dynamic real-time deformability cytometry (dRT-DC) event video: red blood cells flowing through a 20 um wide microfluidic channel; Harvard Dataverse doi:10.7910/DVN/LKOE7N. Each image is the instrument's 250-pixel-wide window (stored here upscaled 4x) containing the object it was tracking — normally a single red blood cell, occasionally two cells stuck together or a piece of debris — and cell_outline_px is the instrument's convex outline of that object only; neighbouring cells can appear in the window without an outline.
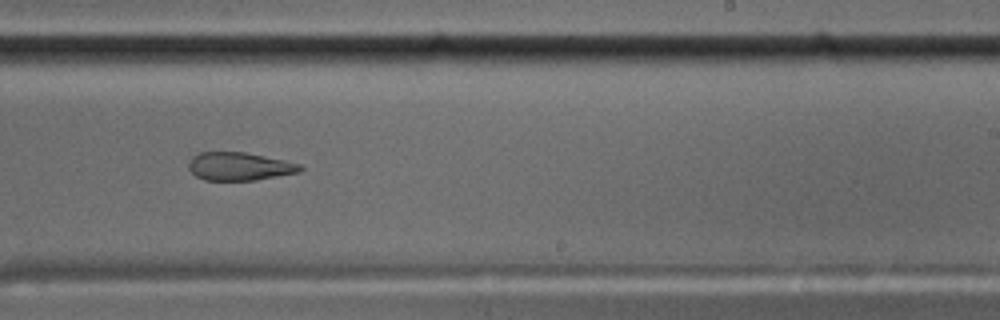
{"species": "common noctule bat (a hibernating species)", "species_latin": "Nyctalus noctula", "temperature_condition": "cold", "stored_images_in_passage": 56, "camera_frame_rate_fps": 3000, "um_per_image_px": 0.085, "animal": {"sex": "male", "body_mass_g": 17.5, "forearm_length_mm": 52.3}, "frame": {"image": 1, "passage_image": 35, "time_ms": 11.333, "image_size_px": [1000, 320], "cell_outline_px": [[304, 168], [300, 172], [256, 180], [204, 180], [196, 176], [188, 168], [188, 164], [192, 156], [200, 152], [244, 152], [284, 160], [300, 164]], "centroid_in_image_um": [20.34, 14.14], "position_along_channel_um": 268.7, "area_um2": 18.26}}
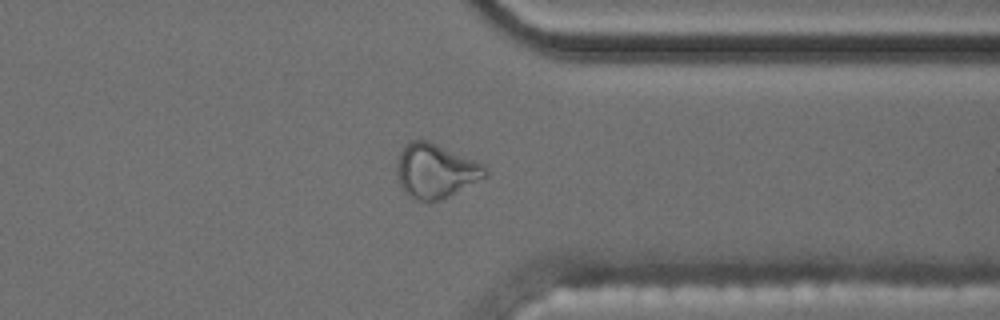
{"frame": {"image": 2, "passage_image": 44, "time_ms": 14.333, "image_size_px": [1000, 320], "cell_outline_px": [[488, 176], [440, 200], [428, 204], [416, 200], [408, 196], [400, 188], [396, 172], [396, 164], [400, 152], [404, 144], [408, 140], [428, 140], [484, 164], [488, 168]], "centroid_in_image_um": [36.99, 14.54], "position_along_channel_um": 374.4, "area_um2": 28.5}}
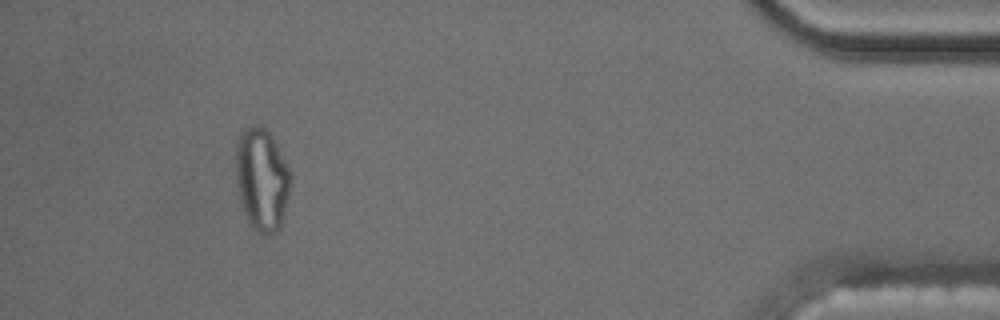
{"frame": {"image": 3, "passage_image": 52, "time_ms": 17.0, "image_size_px": [1000, 320], "cell_outline_px": [[288, 196], [280, 228], [276, 232], [268, 236], [256, 232], [248, 220], [244, 212], [240, 200], [236, 184], [236, 144], [240, 132], [252, 124], [260, 124], [268, 132], [276, 144], [288, 168]], "centroid_in_image_um": [22.21, 15.25], "position_along_channel_um": 413.0, "area_um2": 32.37}, "authors_computed_cell_mechanics": {"area_um2": 19.5942, "velocity_mm_per_s": 3.5979, "shape_relaxation_time_tau1_ms": null, "shape_relaxation_time_tau2_ms": 2.3429, "deformation_change_tau1": null, "deformation_change_tau2": 0.1061}}